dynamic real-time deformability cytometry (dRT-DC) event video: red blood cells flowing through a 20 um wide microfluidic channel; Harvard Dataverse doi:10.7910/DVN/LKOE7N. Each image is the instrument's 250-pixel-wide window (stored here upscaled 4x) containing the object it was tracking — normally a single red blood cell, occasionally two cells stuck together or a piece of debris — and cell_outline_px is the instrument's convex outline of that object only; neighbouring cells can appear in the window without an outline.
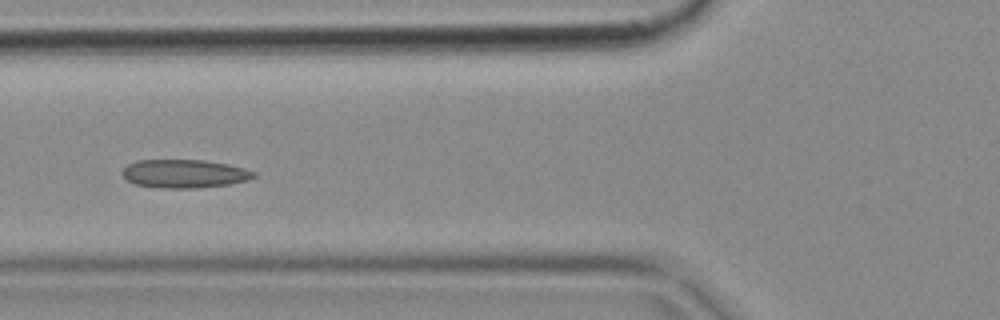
{"species": "common noctule bat (a hibernating species)", "species_latin": "Nyctalus noctula", "temperature_condition": "cold", "stored_images_in_passage": 6, "camera_frame_rate_fps": 3000, "um_per_image_px": 0.085, "animal": {"sex": "female", "body_mass_g": 18.4}, "frame": {"image": 1, "passage_image": 6, "time_ms": 1.667, "image_size_px": [1000, 320], "cell_outline_px": [[256, 176], [248, 180], [232, 184], [200, 188], [164, 188], [136, 184], [128, 180], [120, 172], [128, 164], [136, 160], [204, 160], [228, 164], [244, 168], [256, 172]], "centroid_in_image_um": [15.71, 14.76], "position_along_channel_um": 110.1, "area_um2": 21.85}}